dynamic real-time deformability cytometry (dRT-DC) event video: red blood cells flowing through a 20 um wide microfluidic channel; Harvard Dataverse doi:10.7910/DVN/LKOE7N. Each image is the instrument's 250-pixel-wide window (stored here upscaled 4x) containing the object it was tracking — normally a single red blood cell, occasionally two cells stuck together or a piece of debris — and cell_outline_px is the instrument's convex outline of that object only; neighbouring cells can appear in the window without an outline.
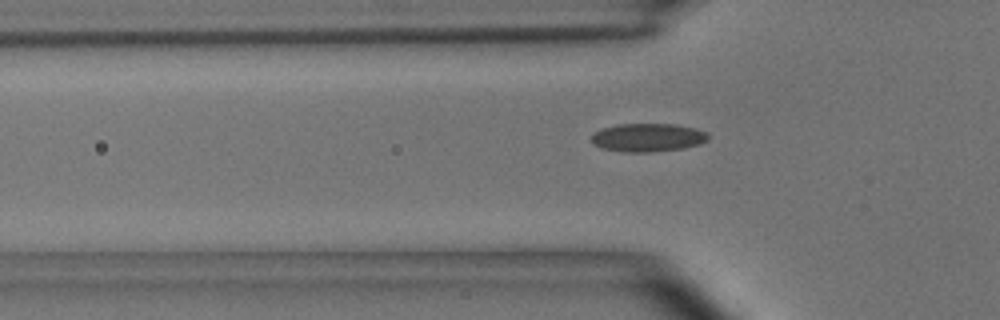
{"species": "common noctule bat (a hibernating species)", "species_latin": "Nyctalus noctula", "temperature_condition": "room temperature", "stored_images_in_passage": 8, "camera_frame_rate_fps": 3000, "um_per_image_px": 0.085, "animal": {"sex": "male", "body_mass_g": 15.6}, "frame": {"image": 1, "passage_image": 6, "time_ms": 1.667, "image_size_px": [1000, 320], "cell_outline_px": [[708, 140], [700, 144], [684, 148], [648, 152], [624, 152], [600, 148], [592, 140], [592, 132], [616, 124], [676, 124], [696, 128], [708, 132]], "centroid_in_image_um": [55.09, 11.68], "position_along_channel_um": 70.7, "area_um2": 19.36}}